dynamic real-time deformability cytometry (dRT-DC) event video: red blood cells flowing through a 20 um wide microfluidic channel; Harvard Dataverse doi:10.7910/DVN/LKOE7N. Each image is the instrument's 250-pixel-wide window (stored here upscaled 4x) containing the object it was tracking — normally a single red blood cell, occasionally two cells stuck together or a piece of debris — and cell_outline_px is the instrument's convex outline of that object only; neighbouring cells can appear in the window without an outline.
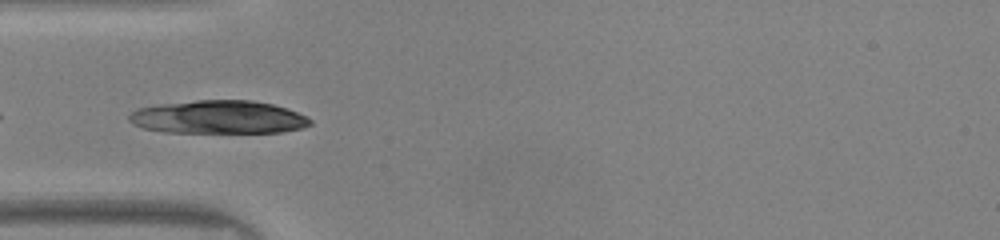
{"species": "common noctule bat (a hibernating species)", "species_latin": "Nyctalus noctula", "temperature_condition": "warm", "stored_images_in_passage": 41, "camera_frame_rate_fps": 3000, "um_per_image_px": 0.085, "animal": {"sex": "male", "body_mass_g": 20.0, "forearm_length_mm": 53.3}, "frame": {"image": 1, "passage_image": 14, "time_ms": 4.333, "image_size_px": [1000, 240], "cell_outline_px": [[308, 124], [296, 128], [272, 132], [188, 132], [152, 128], [148, 108], [204, 100], [240, 100], [268, 104], [284, 108], [304, 116], [308, 120]], "centroid_in_image_um": [19.1, 9.96], "position_along_channel_um": 65.9, "area_um2": 30.23}, "authors_computed_cell_mechanics": {"area_um2": 14.9124, "velocity_mm_per_s": 4.1471, "shape_relaxation_time_tau1_ms": null, "shape_relaxation_time_tau2_ms": 0.1897, "deformation_change_tau1": null, "deformation_change_tau2": 0.0636}}